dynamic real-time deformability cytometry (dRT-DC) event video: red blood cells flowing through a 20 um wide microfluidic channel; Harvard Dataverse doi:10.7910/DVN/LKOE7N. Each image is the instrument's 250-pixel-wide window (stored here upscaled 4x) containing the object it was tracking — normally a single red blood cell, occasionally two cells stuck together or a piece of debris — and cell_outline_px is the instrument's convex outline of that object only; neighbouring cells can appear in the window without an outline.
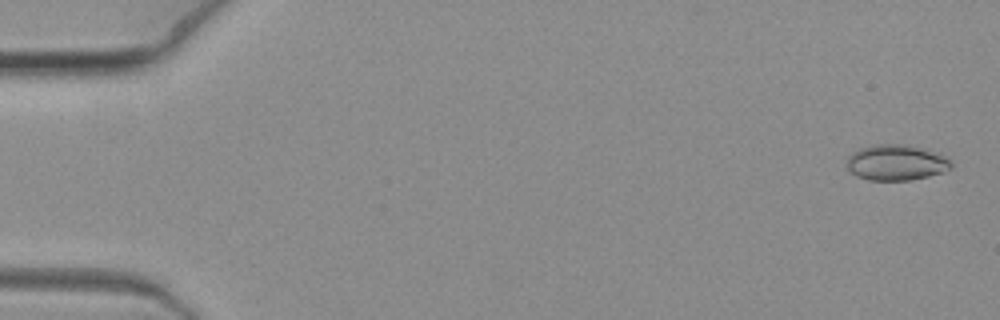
{"species": "common noctule bat (a hibernating species)", "species_latin": "Nyctalus noctula", "temperature_condition": "warm", "stored_images_in_passage": 2, "camera_frame_rate_fps": 3000, "um_per_image_px": 0.085, "animal": {"sex": "female", "body_mass_g": 19.3, "forearm_length_mm": 54.1}, "frame": {"image": 1, "passage_image": 1, "time_ms": 0.0, "image_size_px": [1000, 320], "cell_outline_px": [[952, 168], [944, 172], [912, 180], [868, 180], [856, 176], [848, 168], [848, 156], [852, 152], [860, 148], [876, 144], [900, 144], [940, 152], [952, 164]], "centroid_in_image_um": [76.19, 13.82], "position_along_channel_um": 8.8, "area_um2": 21.68}}